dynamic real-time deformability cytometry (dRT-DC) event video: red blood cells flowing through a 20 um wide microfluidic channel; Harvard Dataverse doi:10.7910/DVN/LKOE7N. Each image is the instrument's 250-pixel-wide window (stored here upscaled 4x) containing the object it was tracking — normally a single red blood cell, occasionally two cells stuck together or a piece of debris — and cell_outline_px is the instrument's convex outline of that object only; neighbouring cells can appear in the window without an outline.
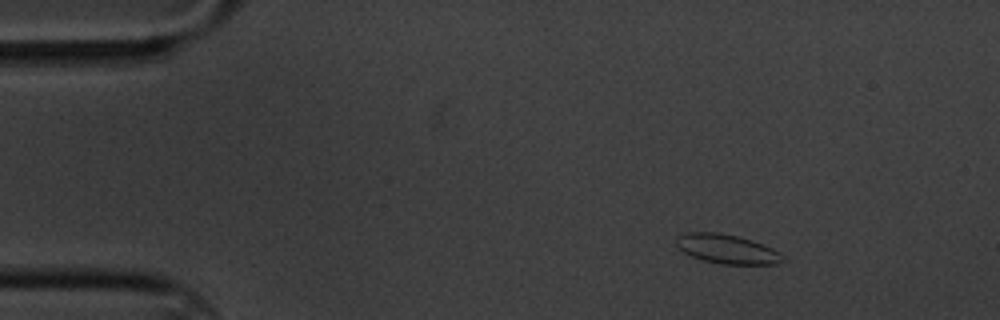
{"species": "common noctule bat (a hibernating species)", "species_latin": "Nyctalus noctula", "temperature_condition": "cold", "stored_images_in_passage": 53, "camera_frame_rate_fps": 3000, "um_per_image_px": 0.085, "animal": {"sex": "male", "body_mass_g": 20.1, "forearm_length_mm": 53.5}, "frame": {"image": 1, "passage_image": 1, "time_ms": 0.0, "image_size_px": [1000, 320], "cell_outline_px": [[784, 260], [776, 264], [720, 264], [704, 260], [692, 256], [684, 252], [676, 244], [676, 236], [688, 232], [720, 232], [752, 240], [764, 244], [780, 252], [784, 256]], "centroid_in_image_um": [61.81, 21.16], "position_along_channel_um": 23.2, "area_um2": 18.15}}
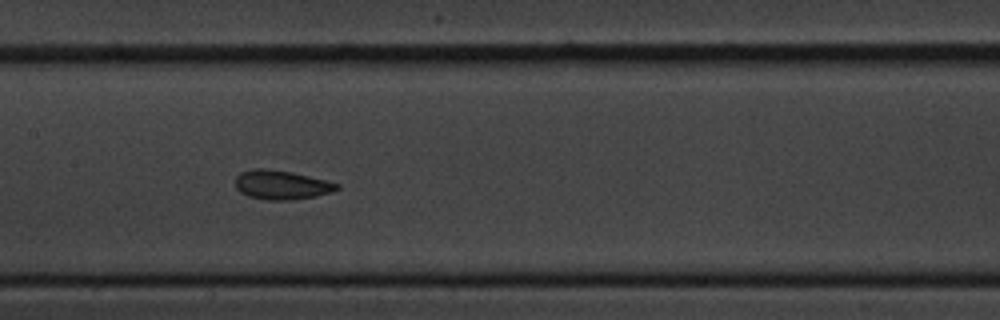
{"frame": {"image": 2, "passage_image": 22, "time_ms": 7.0, "image_size_px": [1000, 320], "cell_outline_px": [[340, 188], [332, 192], [316, 196], [292, 200], [268, 200], [248, 196], [240, 192], [236, 188], [236, 176], [240, 172], [256, 168], [264, 168], [292, 172], [328, 180], [340, 184]], "centroid_in_image_um": [23.95, 15.71], "position_along_channel_um": 183.4, "area_um2": 17.4}}
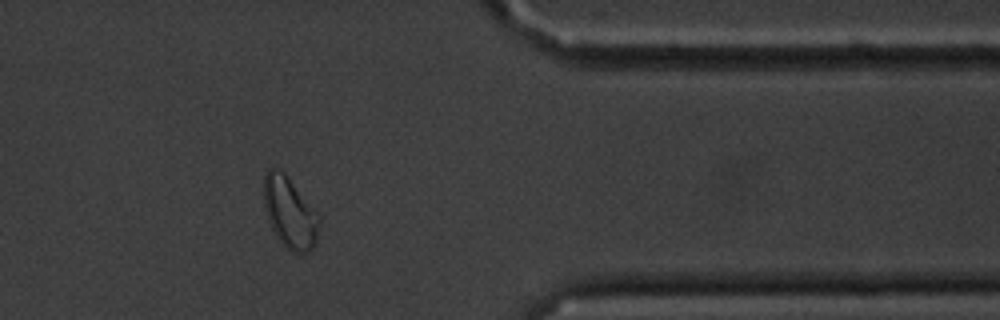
{"frame": {"image": 3, "passage_image": 42, "time_ms": 13.667, "image_size_px": [1000, 320], "cell_outline_px": [[320, 224], [316, 240], [312, 248], [308, 252], [292, 252], [276, 236], [268, 220], [264, 204], [264, 172], [268, 168], [280, 168], [284, 172], [320, 212]], "centroid_in_image_um": [24.66, 18.02], "position_along_channel_um": 386.7, "area_um2": 23.29}, "authors_computed_cell_mechanics": {"area_um2": 17.629, "velocity_mm_per_s": 3.297, "shape_relaxation_time_tau1_ms": 4.2221, "shape_relaxation_time_tau2_ms": 1.7204, "deformation_change_tau1": 0.1089, "deformation_change_tau2": 0.0716}}